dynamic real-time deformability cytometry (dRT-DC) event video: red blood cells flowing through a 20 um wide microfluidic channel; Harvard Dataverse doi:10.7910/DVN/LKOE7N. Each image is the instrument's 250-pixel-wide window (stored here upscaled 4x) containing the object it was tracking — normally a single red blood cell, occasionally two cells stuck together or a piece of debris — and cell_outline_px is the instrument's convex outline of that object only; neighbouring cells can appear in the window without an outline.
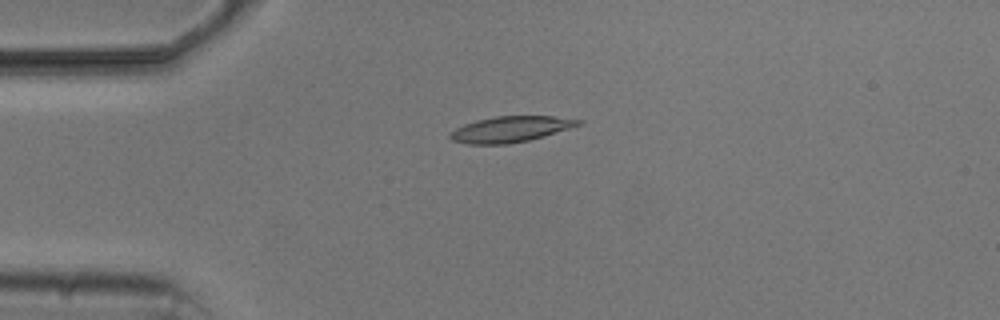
{"species": "common noctule bat (a hibernating species)", "species_latin": "Nyctalus noctula", "temperature_condition": "cold", "stored_images_in_passage": 4, "camera_frame_rate_fps": 3000, "um_per_image_px": 0.085, "animal": {"sex": "male", "body_mass_g": 20.5, "forearm_length_mm": 52.5}, "frame": {"image": 1, "passage_image": 2, "time_ms": 1.333, "image_size_px": [1000, 320], "cell_outline_px": [[584, 124], [544, 136], [528, 140], [508, 144], [468, 144], [452, 140], [448, 136], [456, 128], [464, 124], [476, 120], [496, 116], [552, 116], [584, 120]], "centroid_in_image_um": [43.43, 10.98], "position_along_channel_um": 41.6, "area_um2": 19.31}}